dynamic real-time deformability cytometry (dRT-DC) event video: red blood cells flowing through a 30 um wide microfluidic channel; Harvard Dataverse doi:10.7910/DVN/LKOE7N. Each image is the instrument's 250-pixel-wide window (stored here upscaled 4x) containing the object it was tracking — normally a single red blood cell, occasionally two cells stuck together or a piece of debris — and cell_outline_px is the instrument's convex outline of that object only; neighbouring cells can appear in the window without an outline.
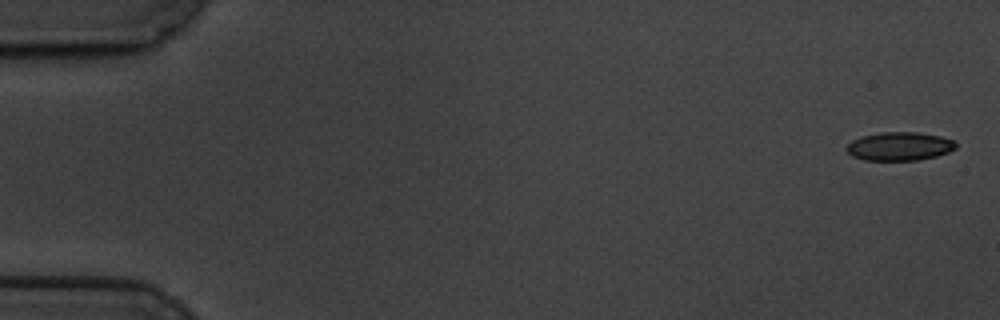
{"species": "common noctule bat (a hibernating species)", "species_latin": "Nyctalus noctula", "temperature_condition": "cold", "stored_images_in_passage": 36, "camera_frame_rate_fps": 3000, "um_per_image_px": 0.085, "animal": {"sex": "male", "body_mass_g": 19.5, "forearm_length_mm": 54.6}, "frame": {"image": 1, "passage_image": 1, "time_ms": 0.0, "image_size_px": [1000, 320], "cell_outline_px": [[956, 148], [948, 152], [936, 156], [920, 160], [864, 160], [852, 156], [848, 152], [848, 144], [852, 140], [860, 136], [880, 132], [920, 132], [940, 136], [956, 140]], "centroid_in_image_um": [76.48, 12.43], "position_along_channel_um": 8.5, "area_um2": 18.26}}
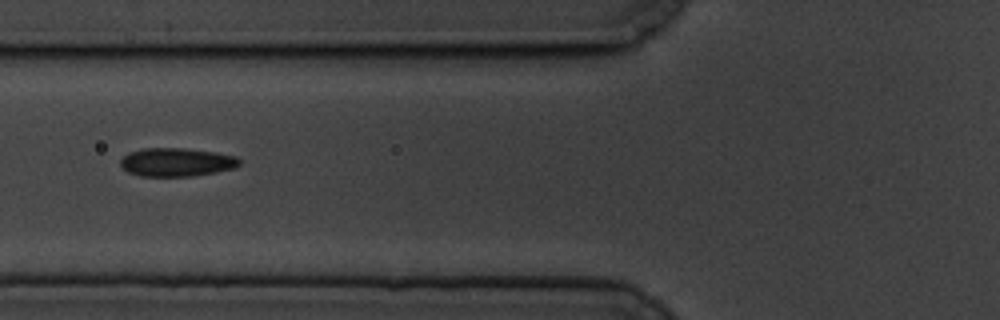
{"frame": {"image": 2, "passage_image": 23, "time_ms": 7.333, "image_size_px": [1000, 320], "cell_outline_px": [[240, 164], [236, 168], [192, 176], [140, 176], [128, 172], [120, 164], [120, 160], [128, 152], [140, 148], [184, 148], [216, 152], [236, 156], [240, 160]], "centroid_in_image_um": [15.0, 13.77], "position_along_channel_um": 110.8, "area_um2": 19.83}}
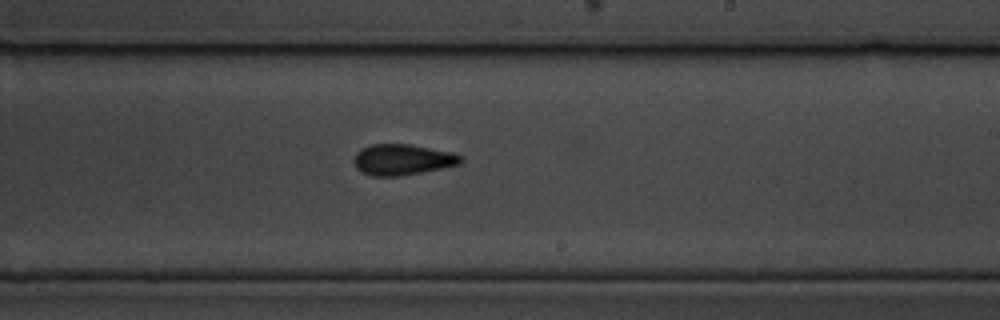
{"frame": {"image": 3, "passage_image": 36, "time_ms": 11.667, "image_size_px": [1000, 320], "cell_outline_px": [[464, 160], [460, 164], [400, 176], [372, 176], [356, 168], [352, 160], [356, 152], [360, 148], [372, 144], [408, 144], [452, 152], [464, 156]], "centroid_in_image_um": [34.19, 13.56], "position_along_channel_um": 254.8, "area_um2": 19.25}}